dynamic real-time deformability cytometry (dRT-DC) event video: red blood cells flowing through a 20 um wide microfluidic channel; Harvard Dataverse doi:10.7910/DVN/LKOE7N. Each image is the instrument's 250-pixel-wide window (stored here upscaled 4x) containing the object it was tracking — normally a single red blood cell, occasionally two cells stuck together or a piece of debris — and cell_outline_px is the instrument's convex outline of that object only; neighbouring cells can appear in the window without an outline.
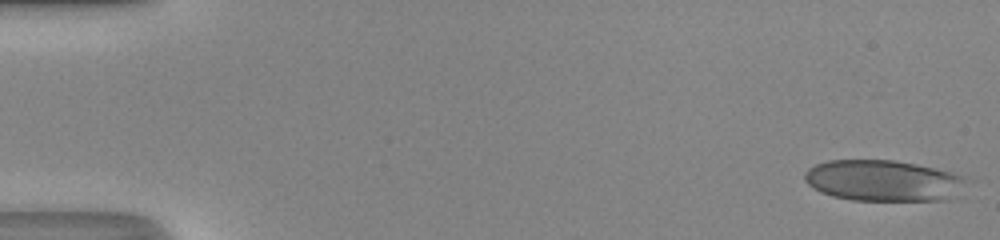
{"species": "human", "species_latin": "Homo sapiens", "temperature_condition": "room temperature", "stored_images_in_passage": 48, "camera_frame_rate_fps": 3000, "um_per_image_px": 0.085, "donor": {"sex": "male"}, "frame": {"image": 1, "passage_image": 1, "time_ms": 0.0, "image_size_px": [1000, 240], "cell_outline_px": [[964, 176], [948, 200], [852, 200], [832, 196], [820, 192], [808, 184], [804, 180], [804, 172], [808, 168], [816, 164], [828, 160], [896, 160], [936, 168], [952, 172]], "centroid_in_image_um": [74.94, 15.33], "position_along_channel_um": 10.1, "area_um2": 38.15}}
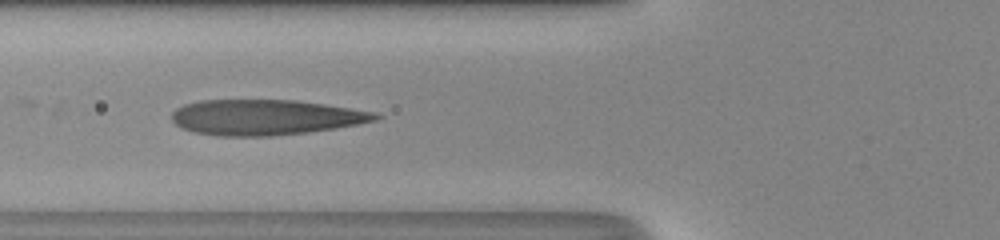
{"frame": {"image": 2, "passage_image": 19, "time_ms": 6.0, "image_size_px": [1000, 240], "cell_outline_px": [[384, 116], [376, 120], [336, 128], [308, 132], [272, 136], [220, 136], [192, 132], [180, 128], [172, 120], [172, 112], [176, 108], [184, 104], [200, 100], [296, 100], [324, 104], [376, 112]], "centroid_in_image_um": [22.54, 9.97], "position_along_channel_um": 103.3, "area_um2": 42.19}}
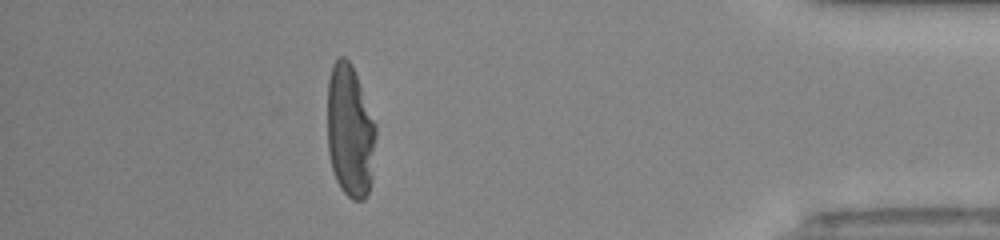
{"frame": {"image": 3, "passage_image": 43, "time_ms": 14.0, "image_size_px": [1000, 240], "cell_outline_px": [[376, 136], [372, 180], [368, 192], [364, 200], [352, 200], [340, 188], [336, 180], [332, 168], [328, 152], [328, 80], [332, 64], [340, 56], [344, 56], [352, 64], [376, 124]], "centroid_in_image_um": [29.76, 11.15], "position_along_channel_um": 405.4, "area_um2": 37.8}, "authors_computed_cell_mechanics": {"area_um2": 40.6334, "velocity_mm_per_s": 4.3359, "shape_relaxation_time_tau1_ms": 8.1374, "shape_relaxation_time_tau2_ms": 0.9206, "deformation_change_tau1": 0.3269, "deformation_change_tau2": 0.1036}}